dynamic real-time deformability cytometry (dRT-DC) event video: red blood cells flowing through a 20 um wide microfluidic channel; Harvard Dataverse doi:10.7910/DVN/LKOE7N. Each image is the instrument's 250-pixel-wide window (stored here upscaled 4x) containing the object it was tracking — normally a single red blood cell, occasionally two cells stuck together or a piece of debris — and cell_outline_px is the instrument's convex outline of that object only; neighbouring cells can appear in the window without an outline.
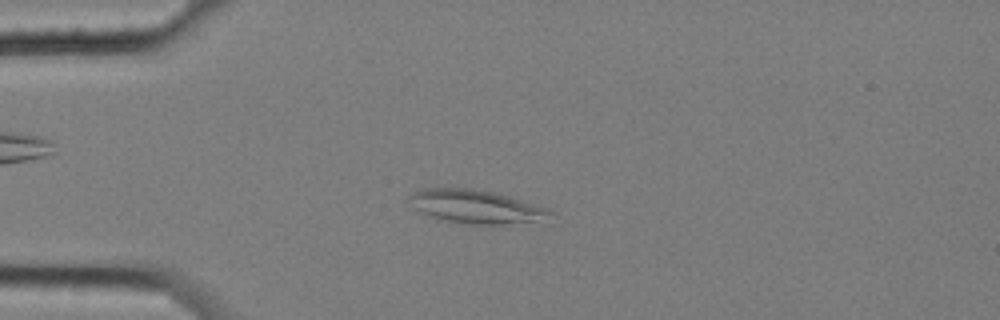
{"species": "common noctule bat (a hibernating species)", "species_latin": "Nyctalus noctula", "temperature_condition": "cold", "stored_images_in_passage": 8, "camera_frame_rate_fps": 3000, "um_per_image_px": 0.085, "animal": {"sex": "female", "body_mass_g": 25.1}, "frame": {"image": 1, "passage_image": 4, "time_ms": 1.0, "image_size_px": [1000, 320], "cell_outline_px": [[556, 212], [552, 224], [468, 224], [436, 220], [420, 212], [404, 200], [412, 192], [424, 188], [472, 188], [492, 192], [508, 196], [548, 208]], "centroid_in_image_um": [40.58, 17.61], "position_along_channel_um": 44.4, "area_um2": 28.96}}
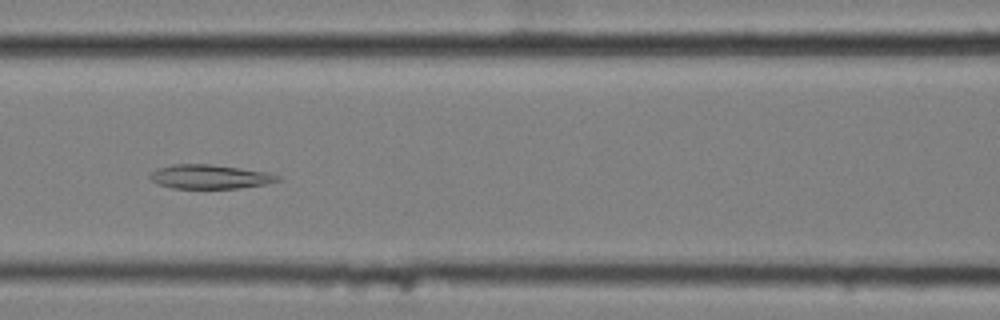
{"frame": {"image": 2, "passage_image": 7, "time_ms": 2.0, "image_size_px": [1000, 320], "cell_outline_px": [[280, 180], [264, 184], [240, 188], [172, 188], [160, 184], [152, 180], [148, 176], [152, 172], [160, 168], [172, 164], [208, 164], [240, 168], [268, 172], [280, 176]], "centroid_in_image_um": [17.85, 15.02], "position_along_channel_um": 148.7, "area_um2": 17.69}}
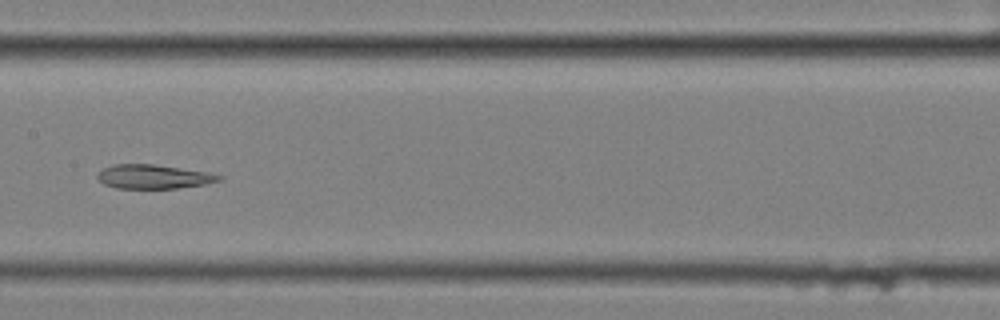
{"frame": {"image": 3, "passage_image": 8, "time_ms": 2.333, "image_size_px": [1000, 320], "cell_outline_px": [[224, 176], [220, 180], [204, 184], [176, 188], [116, 188], [104, 184], [96, 176], [104, 168], [112, 164], [152, 164], [212, 172]], "centroid_in_image_um": [13.08, 15.01], "position_along_channel_um": 194.3, "area_um2": 16.99}}